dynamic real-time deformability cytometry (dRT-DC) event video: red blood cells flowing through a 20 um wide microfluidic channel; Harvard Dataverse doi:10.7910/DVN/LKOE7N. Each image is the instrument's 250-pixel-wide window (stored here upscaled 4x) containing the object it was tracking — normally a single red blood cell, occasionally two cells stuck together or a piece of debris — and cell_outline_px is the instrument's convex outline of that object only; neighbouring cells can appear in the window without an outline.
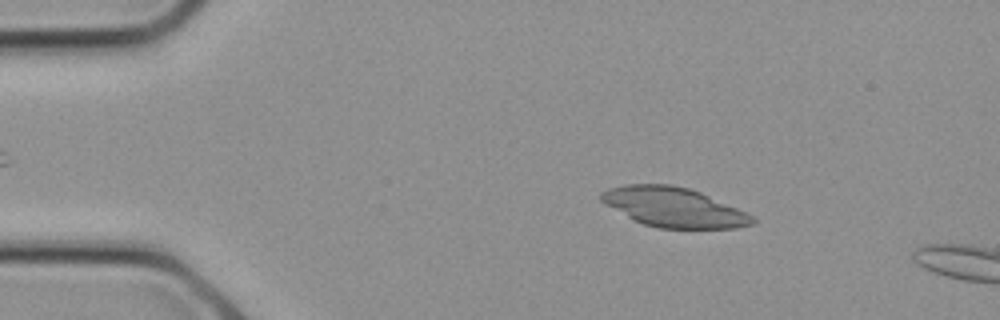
{"species": "common noctule bat (a hibernating species)", "species_latin": "Nyctalus noctula", "temperature_condition": "cold", "stored_images_in_passage": 6, "camera_frame_rate_fps": 3000, "um_per_image_px": 0.085, "animal": {"sex": "female", "body_mass_g": 21.9}, "frame": {"image": 1, "passage_image": 4, "time_ms": 1.0, "image_size_px": [1000, 320], "cell_outline_px": [[756, 224], [736, 228], [660, 228], [644, 224], [632, 220], [604, 204], [600, 200], [600, 192], [608, 188], [624, 184], [672, 184], [688, 188], [700, 192], [736, 208], [752, 216], [756, 220]], "centroid_in_image_um": [57.21, 17.61], "position_along_channel_um": 27.8, "area_um2": 34.85}}